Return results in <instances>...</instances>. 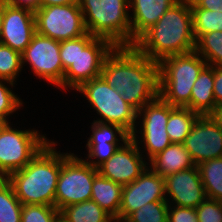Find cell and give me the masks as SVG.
<instances>
[{"label":"cell","instance_id":"cell-13","mask_svg":"<svg viewBox=\"0 0 222 222\" xmlns=\"http://www.w3.org/2000/svg\"><path fill=\"white\" fill-rule=\"evenodd\" d=\"M137 136L132 134L124 146L122 144L106 162L97 168L101 176L124 186L135 181L144 172L148 164L140 154L141 147H138Z\"/></svg>","mask_w":222,"mask_h":222},{"label":"cell","instance_id":"cell-26","mask_svg":"<svg viewBox=\"0 0 222 222\" xmlns=\"http://www.w3.org/2000/svg\"><path fill=\"white\" fill-rule=\"evenodd\" d=\"M194 50L201 55L207 65L222 66V31L201 35L196 40Z\"/></svg>","mask_w":222,"mask_h":222},{"label":"cell","instance_id":"cell-18","mask_svg":"<svg viewBox=\"0 0 222 222\" xmlns=\"http://www.w3.org/2000/svg\"><path fill=\"white\" fill-rule=\"evenodd\" d=\"M176 2L178 0H129V7L133 10V17L130 16L131 46Z\"/></svg>","mask_w":222,"mask_h":222},{"label":"cell","instance_id":"cell-11","mask_svg":"<svg viewBox=\"0 0 222 222\" xmlns=\"http://www.w3.org/2000/svg\"><path fill=\"white\" fill-rule=\"evenodd\" d=\"M28 62L33 73L58 88H63V65L60 59V41L38 34L22 53V65Z\"/></svg>","mask_w":222,"mask_h":222},{"label":"cell","instance_id":"cell-22","mask_svg":"<svg viewBox=\"0 0 222 222\" xmlns=\"http://www.w3.org/2000/svg\"><path fill=\"white\" fill-rule=\"evenodd\" d=\"M60 213L66 222H115L107 212L92 200L66 206Z\"/></svg>","mask_w":222,"mask_h":222},{"label":"cell","instance_id":"cell-42","mask_svg":"<svg viewBox=\"0 0 222 222\" xmlns=\"http://www.w3.org/2000/svg\"><path fill=\"white\" fill-rule=\"evenodd\" d=\"M7 124L8 121L2 115H0V130H2Z\"/></svg>","mask_w":222,"mask_h":222},{"label":"cell","instance_id":"cell-10","mask_svg":"<svg viewBox=\"0 0 222 222\" xmlns=\"http://www.w3.org/2000/svg\"><path fill=\"white\" fill-rule=\"evenodd\" d=\"M36 32L63 41L87 34L79 4L54 5L34 9Z\"/></svg>","mask_w":222,"mask_h":222},{"label":"cell","instance_id":"cell-31","mask_svg":"<svg viewBox=\"0 0 222 222\" xmlns=\"http://www.w3.org/2000/svg\"><path fill=\"white\" fill-rule=\"evenodd\" d=\"M60 211L53 206L28 204L22 206L21 222H59Z\"/></svg>","mask_w":222,"mask_h":222},{"label":"cell","instance_id":"cell-15","mask_svg":"<svg viewBox=\"0 0 222 222\" xmlns=\"http://www.w3.org/2000/svg\"><path fill=\"white\" fill-rule=\"evenodd\" d=\"M183 145L195 165L222 157V129L210 115H199Z\"/></svg>","mask_w":222,"mask_h":222},{"label":"cell","instance_id":"cell-36","mask_svg":"<svg viewBox=\"0 0 222 222\" xmlns=\"http://www.w3.org/2000/svg\"><path fill=\"white\" fill-rule=\"evenodd\" d=\"M216 107L222 105V66H214V89Z\"/></svg>","mask_w":222,"mask_h":222},{"label":"cell","instance_id":"cell-5","mask_svg":"<svg viewBox=\"0 0 222 222\" xmlns=\"http://www.w3.org/2000/svg\"><path fill=\"white\" fill-rule=\"evenodd\" d=\"M207 62L194 50L158 63V95L174 107H186L192 88Z\"/></svg>","mask_w":222,"mask_h":222},{"label":"cell","instance_id":"cell-23","mask_svg":"<svg viewBox=\"0 0 222 222\" xmlns=\"http://www.w3.org/2000/svg\"><path fill=\"white\" fill-rule=\"evenodd\" d=\"M198 116V113L187 107H175L170 112L166 131L172 143H184Z\"/></svg>","mask_w":222,"mask_h":222},{"label":"cell","instance_id":"cell-37","mask_svg":"<svg viewBox=\"0 0 222 222\" xmlns=\"http://www.w3.org/2000/svg\"><path fill=\"white\" fill-rule=\"evenodd\" d=\"M191 9H206L222 12V0H197L190 5Z\"/></svg>","mask_w":222,"mask_h":222},{"label":"cell","instance_id":"cell-19","mask_svg":"<svg viewBox=\"0 0 222 222\" xmlns=\"http://www.w3.org/2000/svg\"><path fill=\"white\" fill-rule=\"evenodd\" d=\"M151 170L162 177L196 166L183 144L172 143L150 160Z\"/></svg>","mask_w":222,"mask_h":222},{"label":"cell","instance_id":"cell-17","mask_svg":"<svg viewBox=\"0 0 222 222\" xmlns=\"http://www.w3.org/2000/svg\"><path fill=\"white\" fill-rule=\"evenodd\" d=\"M164 182L175 206L197 208L207 198L197 165L164 177Z\"/></svg>","mask_w":222,"mask_h":222},{"label":"cell","instance_id":"cell-1","mask_svg":"<svg viewBox=\"0 0 222 222\" xmlns=\"http://www.w3.org/2000/svg\"><path fill=\"white\" fill-rule=\"evenodd\" d=\"M101 76L137 112L158 96V63L133 46L115 47L105 58Z\"/></svg>","mask_w":222,"mask_h":222},{"label":"cell","instance_id":"cell-16","mask_svg":"<svg viewBox=\"0 0 222 222\" xmlns=\"http://www.w3.org/2000/svg\"><path fill=\"white\" fill-rule=\"evenodd\" d=\"M36 33L34 9L27 6H5L0 43L23 53Z\"/></svg>","mask_w":222,"mask_h":222},{"label":"cell","instance_id":"cell-6","mask_svg":"<svg viewBox=\"0 0 222 222\" xmlns=\"http://www.w3.org/2000/svg\"><path fill=\"white\" fill-rule=\"evenodd\" d=\"M87 32L115 47L131 46L129 0H80Z\"/></svg>","mask_w":222,"mask_h":222},{"label":"cell","instance_id":"cell-30","mask_svg":"<svg viewBox=\"0 0 222 222\" xmlns=\"http://www.w3.org/2000/svg\"><path fill=\"white\" fill-rule=\"evenodd\" d=\"M91 126L92 135L88 139L87 143H118L120 140L116 138L118 137L116 132L120 136L123 143H125L131 137V135L125 129L116 124L94 121Z\"/></svg>","mask_w":222,"mask_h":222},{"label":"cell","instance_id":"cell-44","mask_svg":"<svg viewBox=\"0 0 222 222\" xmlns=\"http://www.w3.org/2000/svg\"><path fill=\"white\" fill-rule=\"evenodd\" d=\"M59 222H66L62 217L59 219Z\"/></svg>","mask_w":222,"mask_h":222},{"label":"cell","instance_id":"cell-24","mask_svg":"<svg viewBox=\"0 0 222 222\" xmlns=\"http://www.w3.org/2000/svg\"><path fill=\"white\" fill-rule=\"evenodd\" d=\"M206 197L222 201V157L197 165Z\"/></svg>","mask_w":222,"mask_h":222},{"label":"cell","instance_id":"cell-12","mask_svg":"<svg viewBox=\"0 0 222 222\" xmlns=\"http://www.w3.org/2000/svg\"><path fill=\"white\" fill-rule=\"evenodd\" d=\"M174 108L158 95L137 112V116H143V121H141L143 129L139 133L141 134V139H143L141 142L145 144L144 147L147 150L149 160L172 144L167 134L166 126L170 112Z\"/></svg>","mask_w":222,"mask_h":222},{"label":"cell","instance_id":"cell-8","mask_svg":"<svg viewBox=\"0 0 222 222\" xmlns=\"http://www.w3.org/2000/svg\"><path fill=\"white\" fill-rule=\"evenodd\" d=\"M98 174L94 168L75 155L61 154V170L55 194V207H64L91 200L92 185Z\"/></svg>","mask_w":222,"mask_h":222},{"label":"cell","instance_id":"cell-41","mask_svg":"<svg viewBox=\"0 0 222 222\" xmlns=\"http://www.w3.org/2000/svg\"><path fill=\"white\" fill-rule=\"evenodd\" d=\"M7 4H8L7 0H0V33H1V29H2L5 6Z\"/></svg>","mask_w":222,"mask_h":222},{"label":"cell","instance_id":"cell-39","mask_svg":"<svg viewBox=\"0 0 222 222\" xmlns=\"http://www.w3.org/2000/svg\"><path fill=\"white\" fill-rule=\"evenodd\" d=\"M8 3L15 6H27L33 9L37 8L38 0H7Z\"/></svg>","mask_w":222,"mask_h":222},{"label":"cell","instance_id":"cell-14","mask_svg":"<svg viewBox=\"0 0 222 222\" xmlns=\"http://www.w3.org/2000/svg\"><path fill=\"white\" fill-rule=\"evenodd\" d=\"M166 197L164 177L146 168L135 181L123 186L119 217L115 222L125 220L147 203L167 201Z\"/></svg>","mask_w":222,"mask_h":222},{"label":"cell","instance_id":"cell-27","mask_svg":"<svg viewBox=\"0 0 222 222\" xmlns=\"http://www.w3.org/2000/svg\"><path fill=\"white\" fill-rule=\"evenodd\" d=\"M193 33L197 40L201 35L213 31H222V12L206 9H191Z\"/></svg>","mask_w":222,"mask_h":222},{"label":"cell","instance_id":"cell-32","mask_svg":"<svg viewBox=\"0 0 222 222\" xmlns=\"http://www.w3.org/2000/svg\"><path fill=\"white\" fill-rule=\"evenodd\" d=\"M119 143H87L88 148V157L97 158V161L94 160H84L94 168H98L104 162H106L117 150ZM89 161V162H88Z\"/></svg>","mask_w":222,"mask_h":222},{"label":"cell","instance_id":"cell-20","mask_svg":"<svg viewBox=\"0 0 222 222\" xmlns=\"http://www.w3.org/2000/svg\"><path fill=\"white\" fill-rule=\"evenodd\" d=\"M214 89V66L206 65L195 81L190 103L186 106L199 115H209L216 107Z\"/></svg>","mask_w":222,"mask_h":222},{"label":"cell","instance_id":"cell-2","mask_svg":"<svg viewBox=\"0 0 222 222\" xmlns=\"http://www.w3.org/2000/svg\"><path fill=\"white\" fill-rule=\"evenodd\" d=\"M195 43L191 7L178 1L135 41L133 47L159 63L168 56L194 51Z\"/></svg>","mask_w":222,"mask_h":222},{"label":"cell","instance_id":"cell-3","mask_svg":"<svg viewBox=\"0 0 222 222\" xmlns=\"http://www.w3.org/2000/svg\"><path fill=\"white\" fill-rule=\"evenodd\" d=\"M54 146L55 142H48L24 168L6 178L23 205L41 204L55 207L61 153H58Z\"/></svg>","mask_w":222,"mask_h":222},{"label":"cell","instance_id":"cell-29","mask_svg":"<svg viewBox=\"0 0 222 222\" xmlns=\"http://www.w3.org/2000/svg\"><path fill=\"white\" fill-rule=\"evenodd\" d=\"M22 67V54L0 43V79L16 82Z\"/></svg>","mask_w":222,"mask_h":222},{"label":"cell","instance_id":"cell-35","mask_svg":"<svg viewBox=\"0 0 222 222\" xmlns=\"http://www.w3.org/2000/svg\"><path fill=\"white\" fill-rule=\"evenodd\" d=\"M171 207L170 204L168 207L167 222H198V215L195 208Z\"/></svg>","mask_w":222,"mask_h":222},{"label":"cell","instance_id":"cell-28","mask_svg":"<svg viewBox=\"0 0 222 222\" xmlns=\"http://www.w3.org/2000/svg\"><path fill=\"white\" fill-rule=\"evenodd\" d=\"M169 199L147 203L132 212L126 220L128 222H167Z\"/></svg>","mask_w":222,"mask_h":222},{"label":"cell","instance_id":"cell-21","mask_svg":"<svg viewBox=\"0 0 222 222\" xmlns=\"http://www.w3.org/2000/svg\"><path fill=\"white\" fill-rule=\"evenodd\" d=\"M122 189L123 185L115 183L98 173L92 185L91 200L95 201L105 212L116 220L119 217Z\"/></svg>","mask_w":222,"mask_h":222},{"label":"cell","instance_id":"cell-34","mask_svg":"<svg viewBox=\"0 0 222 222\" xmlns=\"http://www.w3.org/2000/svg\"><path fill=\"white\" fill-rule=\"evenodd\" d=\"M195 209L198 222H222V201L206 198Z\"/></svg>","mask_w":222,"mask_h":222},{"label":"cell","instance_id":"cell-4","mask_svg":"<svg viewBox=\"0 0 222 222\" xmlns=\"http://www.w3.org/2000/svg\"><path fill=\"white\" fill-rule=\"evenodd\" d=\"M115 46L107 39L90 33L60 41V59L63 65V88L78 89L84 82L101 76L105 58Z\"/></svg>","mask_w":222,"mask_h":222},{"label":"cell","instance_id":"cell-33","mask_svg":"<svg viewBox=\"0 0 222 222\" xmlns=\"http://www.w3.org/2000/svg\"><path fill=\"white\" fill-rule=\"evenodd\" d=\"M2 82H5V84L8 83L11 86L15 83L0 79V115L8 121V115L19 109L23 103L22 100L10 90L11 88H8Z\"/></svg>","mask_w":222,"mask_h":222},{"label":"cell","instance_id":"cell-40","mask_svg":"<svg viewBox=\"0 0 222 222\" xmlns=\"http://www.w3.org/2000/svg\"><path fill=\"white\" fill-rule=\"evenodd\" d=\"M209 115L222 129V105L215 107V109Z\"/></svg>","mask_w":222,"mask_h":222},{"label":"cell","instance_id":"cell-25","mask_svg":"<svg viewBox=\"0 0 222 222\" xmlns=\"http://www.w3.org/2000/svg\"><path fill=\"white\" fill-rule=\"evenodd\" d=\"M22 206L12 184L0 178V222H21Z\"/></svg>","mask_w":222,"mask_h":222},{"label":"cell","instance_id":"cell-7","mask_svg":"<svg viewBox=\"0 0 222 222\" xmlns=\"http://www.w3.org/2000/svg\"><path fill=\"white\" fill-rule=\"evenodd\" d=\"M76 90L87 98L102 117L94 121L119 125L130 135L137 133V111L102 76L84 82Z\"/></svg>","mask_w":222,"mask_h":222},{"label":"cell","instance_id":"cell-45","mask_svg":"<svg viewBox=\"0 0 222 222\" xmlns=\"http://www.w3.org/2000/svg\"><path fill=\"white\" fill-rule=\"evenodd\" d=\"M118 222H128L126 219L125 220H122V221H118Z\"/></svg>","mask_w":222,"mask_h":222},{"label":"cell","instance_id":"cell-9","mask_svg":"<svg viewBox=\"0 0 222 222\" xmlns=\"http://www.w3.org/2000/svg\"><path fill=\"white\" fill-rule=\"evenodd\" d=\"M48 142L37 130L12 129L8 123L0 130V178L24 168Z\"/></svg>","mask_w":222,"mask_h":222},{"label":"cell","instance_id":"cell-38","mask_svg":"<svg viewBox=\"0 0 222 222\" xmlns=\"http://www.w3.org/2000/svg\"><path fill=\"white\" fill-rule=\"evenodd\" d=\"M80 0H38L37 7L54 5L79 4Z\"/></svg>","mask_w":222,"mask_h":222},{"label":"cell","instance_id":"cell-43","mask_svg":"<svg viewBox=\"0 0 222 222\" xmlns=\"http://www.w3.org/2000/svg\"><path fill=\"white\" fill-rule=\"evenodd\" d=\"M179 2L186 3L188 5L194 4L197 0H178Z\"/></svg>","mask_w":222,"mask_h":222}]
</instances>
